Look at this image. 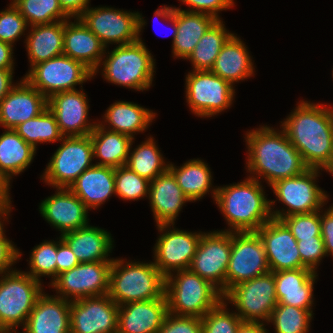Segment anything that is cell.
<instances>
[{
  "label": "cell",
  "mask_w": 333,
  "mask_h": 333,
  "mask_svg": "<svg viewBox=\"0 0 333 333\" xmlns=\"http://www.w3.org/2000/svg\"><path fill=\"white\" fill-rule=\"evenodd\" d=\"M168 314L165 294L158 299L119 306L117 333H158Z\"/></svg>",
  "instance_id": "23"
},
{
  "label": "cell",
  "mask_w": 333,
  "mask_h": 333,
  "mask_svg": "<svg viewBox=\"0 0 333 333\" xmlns=\"http://www.w3.org/2000/svg\"><path fill=\"white\" fill-rule=\"evenodd\" d=\"M223 300L235 306L238 311L235 313L243 322L268 323L278 304L274 273L269 271L234 285L223 295Z\"/></svg>",
  "instance_id": "8"
},
{
  "label": "cell",
  "mask_w": 333,
  "mask_h": 333,
  "mask_svg": "<svg viewBox=\"0 0 333 333\" xmlns=\"http://www.w3.org/2000/svg\"><path fill=\"white\" fill-rule=\"evenodd\" d=\"M264 322H242L237 333H268Z\"/></svg>",
  "instance_id": "58"
},
{
  "label": "cell",
  "mask_w": 333,
  "mask_h": 333,
  "mask_svg": "<svg viewBox=\"0 0 333 333\" xmlns=\"http://www.w3.org/2000/svg\"><path fill=\"white\" fill-rule=\"evenodd\" d=\"M63 12L71 18H79L88 8L90 0H58Z\"/></svg>",
  "instance_id": "53"
},
{
  "label": "cell",
  "mask_w": 333,
  "mask_h": 333,
  "mask_svg": "<svg viewBox=\"0 0 333 333\" xmlns=\"http://www.w3.org/2000/svg\"><path fill=\"white\" fill-rule=\"evenodd\" d=\"M118 310L108 294L72 300L70 333H117Z\"/></svg>",
  "instance_id": "18"
},
{
  "label": "cell",
  "mask_w": 333,
  "mask_h": 333,
  "mask_svg": "<svg viewBox=\"0 0 333 333\" xmlns=\"http://www.w3.org/2000/svg\"><path fill=\"white\" fill-rule=\"evenodd\" d=\"M59 238V241H57L56 277L62 272L71 270L80 263L68 244L61 236Z\"/></svg>",
  "instance_id": "51"
},
{
  "label": "cell",
  "mask_w": 333,
  "mask_h": 333,
  "mask_svg": "<svg viewBox=\"0 0 333 333\" xmlns=\"http://www.w3.org/2000/svg\"><path fill=\"white\" fill-rule=\"evenodd\" d=\"M216 21L207 14L176 8L177 34L172 43L173 57L187 59L202 36Z\"/></svg>",
  "instance_id": "33"
},
{
  "label": "cell",
  "mask_w": 333,
  "mask_h": 333,
  "mask_svg": "<svg viewBox=\"0 0 333 333\" xmlns=\"http://www.w3.org/2000/svg\"><path fill=\"white\" fill-rule=\"evenodd\" d=\"M93 72L83 63L60 55L35 64L24 78L47 99L53 94L75 90L76 85L92 79Z\"/></svg>",
  "instance_id": "11"
},
{
  "label": "cell",
  "mask_w": 333,
  "mask_h": 333,
  "mask_svg": "<svg viewBox=\"0 0 333 333\" xmlns=\"http://www.w3.org/2000/svg\"><path fill=\"white\" fill-rule=\"evenodd\" d=\"M297 241L321 236L320 210L311 213L293 214L281 219Z\"/></svg>",
  "instance_id": "45"
},
{
  "label": "cell",
  "mask_w": 333,
  "mask_h": 333,
  "mask_svg": "<svg viewBox=\"0 0 333 333\" xmlns=\"http://www.w3.org/2000/svg\"><path fill=\"white\" fill-rule=\"evenodd\" d=\"M186 101L198 117H212L229 108L235 89L211 70L189 72L185 79Z\"/></svg>",
  "instance_id": "12"
},
{
  "label": "cell",
  "mask_w": 333,
  "mask_h": 333,
  "mask_svg": "<svg viewBox=\"0 0 333 333\" xmlns=\"http://www.w3.org/2000/svg\"><path fill=\"white\" fill-rule=\"evenodd\" d=\"M155 116V112L136 103L116 101L106 110L103 123H108L109 126L106 129L134 139L136 133L143 132L148 128Z\"/></svg>",
  "instance_id": "34"
},
{
  "label": "cell",
  "mask_w": 333,
  "mask_h": 333,
  "mask_svg": "<svg viewBox=\"0 0 333 333\" xmlns=\"http://www.w3.org/2000/svg\"><path fill=\"white\" fill-rule=\"evenodd\" d=\"M112 261L83 262L51 281L58 297L68 301L109 293ZM71 298V299H70Z\"/></svg>",
  "instance_id": "14"
},
{
  "label": "cell",
  "mask_w": 333,
  "mask_h": 333,
  "mask_svg": "<svg viewBox=\"0 0 333 333\" xmlns=\"http://www.w3.org/2000/svg\"><path fill=\"white\" fill-rule=\"evenodd\" d=\"M35 153L36 149L14 129H5L0 135V171L9 180L28 168Z\"/></svg>",
  "instance_id": "36"
},
{
  "label": "cell",
  "mask_w": 333,
  "mask_h": 333,
  "mask_svg": "<svg viewBox=\"0 0 333 333\" xmlns=\"http://www.w3.org/2000/svg\"><path fill=\"white\" fill-rule=\"evenodd\" d=\"M31 28L25 40L31 68L35 64L63 55L64 21L34 25Z\"/></svg>",
  "instance_id": "31"
},
{
  "label": "cell",
  "mask_w": 333,
  "mask_h": 333,
  "mask_svg": "<svg viewBox=\"0 0 333 333\" xmlns=\"http://www.w3.org/2000/svg\"><path fill=\"white\" fill-rule=\"evenodd\" d=\"M232 247V232L202 233L189 269L210 282L224 295Z\"/></svg>",
  "instance_id": "13"
},
{
  "label": "cell",
  "mask_w": 333,
  "mask_h": 333,
  "mask_svg": "<svg viewBox=\"0 0 333 333\" xmlns=\"http://www.w3.org/2000/svg\"><path fill=\"white\" fill-rule=\"evenodd\" d=\"M11 2L25 18L28 27L70 19L63 12L58 0H11Z\"/></svg>",
  "instance_id": "40"
},
{
  "label": "cell",
  "mask_w": 333,
  "mask_h": 333,
  "mask_svg": "<svg viewBox=\"0 0 333 333\" xmlns=\"http://www.w3.org/2000/svg\"><path fill=\"white\" fill-rule=\"evenodd\" d=\"M274 273L278 304L311 310L317 272L308 268L281 270Z\"/></svg>",
  "instance_id": "27"
},
{
  "label": "cell",
  "mask_w": 333,
  "mask_h": 333,
  "mask_svg": "<svg viewBox=\"0 0 333 333\" xmlns=\"http://www.w3.org/2000/svg\"><path fill=\"white\" fill-rule=\"evenodd\" d=\"M75 20L74 22L70 19L64 21L63 54L83 63L95 76L104 55L107 54L106 48L79 18Z\"/></svg>",
  "instance_id": "24"
},
{
  "label": "cell",
  "mask_w": 333,
  "mask_h": 333,
  "mask_svg": "<svg viewBox=\"0 0 333 333\" xmlns=\"http://www.w3.org/2000/svg\"><path fill=\"white\" fill-rule=\"evenodd\" d=\"M256 232L265 246L271 272L306 268L301 261L297 240L282 220L271 218Z\"/></svg>",
  "instance_id": "19"
},
{
  "label": "cell",
  "mask_w": 333,
  "mask_h": 333,
  "mask_svg": "<svg viewBox=\"0 0 333 333\" xmlns=\"http://www.w3.org/2000/svg\"><path fill=\"white\" fill-rule=\"evenodd\" d=\"M281 123L305 164L325 170L333 158V108L302 100Z\"/></svg>",
  "instance_id": "1"
},
{
  "label": "cell",
  "mask_w": 333,
  "mask_h": 333,
  "mask_svg": "<svg viewBox=\"0 0 333 333\" xmlns=\"http://www.w3.org/2000/svg\"><path fill=\"white\" fill-rule=\"evenodd\" d=\"M156 226L162 234L154 246V265L165 277L174 271L189 269L203 232L179 230L174 224Z\"/></svg>",
  "instance_id": "17"
},
{
  "label": "cell",
  "mask_w": 333,
  "mask_h": 333,
  "mask_svg": "<svg viewBox=\"0 0 333 333\" xmlns=\"http://www.w3.org/2000/svg\"><path fill=\"white\" fill-rule=\"evenodd\" d=\"M11 208H12L11 203L0 206V238H2L5 235V233H4L5 231H4V227H3L4 224L3 223L6 219H8L7 216L10 215Z\"/></svg>",
  "instance_id": "59"
},
{
  "label": "cell",
  "mask_w": 333,
  "mask_h": 333,
  "mask_svg": "<svg viewBox=\"0 0 333 333\" xmlns=\"http://www.w3.org/2000/svg\"><path fill=\"white\" fill-rule=\"evenodd\" d=\"M158 333H202L201 318L168 313Z\"/></svg>",
  "instance_id": "48"
},
{
  "label": "cell",
  "mask_w": 333,
  "mask_h": 333,
  "mask_svg": "<svg viewBox=\"0 0 333 333\" xmlns=\"http://www.w3.org/2000/svg\"><path fill=\"white\" fill-rule=\"evenodd\" d=\"M10 180L0 171V206L11 203Z\"/></svg>",
  "instance_id": "57"
},
{
  "label": "cell",
  "mask_w": 333,
  "mask_h": 333,
  "mask_svg": "<svg viewBox=\"0 0 333 333\" xmlns=\"http://www.w3.org/2000/svg\"><path fill=\"white\" fill-rule=\"evenodd\" d=\"M302 264L316 272L322 258L326 255L322 236H314V239H302L297 241Z\"/></svg>",
  "instance_id": "47"
},
{
  "label": "cell",
  "mask_w": 333,
  "mask_h": 333,
  "mask_svg": "<svg viewBox=\"0 0 333 333\" xmlns=\"http://www.w3.org/2000/svg\"><path fill=\"white\" fill-rule=\"evenodd\" d=\"M69 189L90 209H97L115 194L114 168L93 165L86 169Z\"/></svg>",
  "instance_id": "28"
},
{
  "label": "cell",
  "mask_w": 333,
  "mask_h": 333,
  "mask_svg": "<svg viewBox=\"0 0 333 333\" xmlns=\"http://www.w3.org/2000/svg\"><path fill=\"white\" fill-rule=\"evenodd\" d=\"M107 125L98 122L90 134L93 158H99L95 165L118 168L126 165L133 139L119 132L106 129Z\"/></svg>",
  "instance_id": "32"
},
{
  "label": "cell",
  "mask_w": 333,
  "mask_h": 333,
  "mask_svg": "<svg viewBox=\"0 0 333 333\" xmlns=\"http://www.w3.org/2000/svg\"><path fill=\"white\" fill-rule=\"evenodd\" d=\"M313 311L277 304L268 320L276 333H308Z\"/></svg>",
  "instance_id": "41"
},
{
  "label": "cell",
  "mask_w": 333,
  "mask_h": 333,
  "mask_svg": "<svg viewBox=\"0 0 333 333\" xmlns=\"http://www.w3.org/2000/svg\"><path fill=\"white\" fill-rule=\"evenodd\" d=\"M80 263L113 261L108 256L113 249L111 234L104 229L88 225L60 235Z\"/></svg>",
  "instance_id": "29"
},
{
  "label": "cell",
  "mask_w": 333,
  "mask_h": 333,
  "mask_svg": "<svg viewBox=\"0 0 333 333\" xmlns=\"http://www.w3.org/2000/svg\"><path fill=\"white\" fill-rule=\"evenodd\" d=\"M56 191L41 202L42 217L61 231V235L88 226L89 209L85 204L69 188H56Z\"/></svg>",
  "instance_id": "22"
},
{
  "label": "cell",
  "mask_w": 333,
  "mask_h": 333,
  "mask_svg": "<svg viewBox=\"0 0 333 333\" xmlns=\"http://www.w3.org/2000/svg\"><path fill=\"white\" fill-rule=\"evenodd\" d=\"M30 255V271L25 273L38 281L41 276H51L53 281L56 278L57 241L44 240L32 249Z\"/></svg>",
  "instance_id": "43"
},
{
  "label": "cell",
  "mask_w": 333,
  "mask_h": 333,
  "mask_svg": "<svg viewBox=\"0 0 333 333\" xmlns=\"http://www.w3.org/2000/svg\"><path fill=\"white\" fill-rule=\"evenodd\" d=\"M191 7L184 10L187 12H197L210 15L216 20H221L219 11L230 9L234 6V0H180Z\"/></svg>",
  "instance_id": "49"
},
{
  "label": "cell",
  "mask_w": 333,
  "mask_h": 333,
  "mask_svg": "<svg viewBox=\"0 0 333 333\" xmlns=\"http://www.w3.org/2000/svg\"><path fill=\"white\" fill-rule=\"evenodd\" d=\"M13 45L0 41V69H14Z\"/></svg>",
  "instance_id": "54"
},
{
  "label": "cell",
  "mask_w": 333,
  "mask_h": 333,
  "mask_svg": "<svg viewBox=\"0 0 333 333\" xmlns=\"http://www.w3.org/2000/svg\"><path fill=\"white\" fill-rule=\"evenodd\" d=\"M321 169L309 168L301 175L275 181L271 186L277 200L287 209L271 211L272 218L281 220L293 214L311 213L322 209L328 195L316 185ZM319 173V174H318Z\"/></svg>",
  "instance_id": "9"
},
{
  "label": "cell",
  "mask_w": 333,
  "mask_h": 333,
  "mask_svg": "<svg viewBox=\"0 0 333 333\" xmlns=\"http://www.w3.org/2000/svg\"><path fill=\"white\" fill-rule=\"evenodd\" d=\"M254 66L243 41L234 34L220 50L211 71L232 86L254 75Z\"/></svg>",
  "instance_id": "30"
},
{
  "label": "cell",
  "mask_w": 333,
  "mask_h": 333,
  "mask_svg": "<svg viewBox=\"0 0 333 333\" xmlns=\"http://www.w3.org/2000/svg\"><path fill=\"white\" fill-rule=\"evenodd\" d=\"M148 198L157 225L174 224L184 203L191 202L169 169L150 181Z\"/></svg>",
  "instance_id": "26"
},
{
  "label": "cell",
  "mask_w": 333,
  "mask_h": 333,
  "mask_svg": "<svg viewBox=\"0 0 333 333\" xmlns=\"http://www.w3.org/2000/svg\"><path fill=\"white\" fill-rule=\"evenodd\" d=\"M13 70L14 69H0V102L16 85L13 82Z\"/></svg>",
  "instance_id": "56"
},
{
  "label": "cell",
  "mask_w": 333,
  "mask_h": 333,
  "mask_svg": "<svg viewBox=\"0 0 333 333\" xmlns=\"http://www.w3.org/2000/svg\"><path fill=\"white\" fill-rule=\"evenodd\" d=\"M164 292L165 276L153 262H124L113 258L108 295L118 306L158 299Z\"/></svg>",
  "instance_id": "5"
},
{
  "label": "cell",
  "mask_w": 333,
  "mask_h": 333,
  "mask_svg": "<svg viewBox=\"0 0 333 333\" xmlns=\"http://www.w3.org/2000/svg\"><path fill=\"white\" fill-rule=\"evenodd\" d=\"M15 132L37 149L38 143L57 142L64 137L54 114L46 108L40 115L16 126Z\"/></svg>",
  "instance_id": "39"
},
{
  "label": "cell",
  "mask_w": 333,
  "mask_h": 333,
  "mask_svg": "<svg viewBox=\"0 0 333 333\" xmlns=\"http://www.w3.org/2000/svg\"><path fill=\"white\" fill-rule=\"evenodd\" d=\"M70 305L71 301L43 292L37 298L22 333H70Z\"/></svg>",
  "instance_id": "25"
},
{
  "label": "cell",
  "mask_w": 333,
  "mask_h": 333,
  "mask_svg": "<svg viewBox=\"0 0 333 333\" xmlns=\"http://www.w3.org/2000/svg\"><path fill=\"white\" fill-rule=\"evenodd\" d=\"M245 136L248 147L246 168L250 178L258 181L264 178L270 186L275 181L301 175L309 169L283 129L276 131L264 125L247 131Z\"/></svg>",
  "instance_id": "2"
},
{
  "label": "cell",
  "mask_w": 333,
  "mask_h": 333,
  "mask_svg": "<svg viewBox=\"0 0 333 333\" xmlns=\"http://www.w3.org/2000/svg\"><path fill=\"white\" fill-rule=\"evenodd\" d=\"M227 305L228 303L222 299L201 318L202 333H237L243 321L235 311L230 312Z\"/></svg>",
  "instance_id": "44"
},
{
  "label": "cell",
  "mask_w": 333,
  "mask_h": 333,
  "mask_svg": "<svg viewBox=\"0 0 333 333\" xmlns=\"http://www.w3.org/2000/svg\"><path fill=\"white\" fill-rule=\"evenodd\" d=\"M0 276V331L18 333L16 329L25 326L43 287L41 281L19 270Z\"/></svg>",
  "instance_id": "7"
},
{
  "label": "cell",
  "mask_w": 333,
  "mask_h": 333,
  "mask_svg": "<svg viewBox=\"0 0 333 333\" xmlns=\"http://www.w3.org/2000/svg\"><path fill=\"white\" fill-rule=\"evenodd\" d=\"M270 271L265 246L257 232H232V247L226 273V292L241 282Z\"/></svg>",
  "instance_id": "15"
},
{
  "label": "cell",
  "mask_w": 333,
  "mask_h": 333,
  "mask_svg": "<svg viewBox=\"0 0 333 333\" xmlns=\"http://www.w3.org/2000/svg\"><path fill=\"white\" fill-rule=\"evenodd\" d=\"M175 272L165 277L168 313L202 318L223 299L215 286L190 269Z\"/></svg>",
  "instance_id": "6"
},
{
  "label": "cell",
  "mask_w": 333,
  "mask_h": 333,
  "mask_svg": "<svg viewBox=\"0 0 333 333\" xmlns=\"http://www.w3.org/2000/svg\"><path fill=\"white\" fill-rule=\"evenodd\" d=\"M46 108L48 99L23 77L0 102V126L14 129Z\"/></svg>",
  "instance_id": "21"
},
{
  "label": "cell",
  "mask_w": 333,
  "mask_h": 333,
  "mask_svg": "<svg viewBox=\"0 0 333 333\" xmlns=\"http://www.w3.org/2000/svg\"><path fill=\"white\" fill-rule=\"evenodd\" d=\"M48 108L64 137L90 135L97 124L88 121V98L82 88L53 94L48 98Z\"/></svg>",
  "instance_id": "20"
},
{
  "label": "cell",
  "mask_w": 333,
  "mask_h": 333,
  "mask_svg": "<svg viewBox=\"0 0 333 333\" xmlns=\"http://www.w3.org/2000/svg\"><path fill=\"white\" fill-rule=\"evenodd\" d=\"M138 13V41L117 45L100 63L104 78L113 84L137 91L148 90L154 78L155 60L141 40L140 32L146 21Z\"/></svg>",
  "instance_id": "4"
},
{
  "label": "cell",
  "mask_w": 333,
  "mask_h": 333,
  "mask_svg": "<svg viewBox=\"0 0 333 333\" xmlns=\"http://www.w3.org/2000/svg\"><path fill=\"white\" fill-rule=\"evenodd\" d=\"M155 17L162 18L163 20L169 21L173 26V40L175 39V35L177 34V24H176V7L162 6L155 10Z\"/></svg>",
  "instance_id": "55"
},
{
  "label": "cell",
  "mask_w": 333,
  "mask_h": 333,
  "mask_svg": "<svg viewBox=\"0 0 333 333\" xmlns=\"http://www.w3.org/2000/svg\"><path fill=\"white\" fill-rule=\"evenodd\" d=\"M133 142L134 139L125 165L130 170L151 181L169 169V164L165 163L164 157L152 136L131 151Z\"/></svg>",
  "instance_id": "38"
},
{
  "label": "cell",
  "mask_w": 333,
  "mask_h": 333,
  "mask_svg": "<svg viewBox=\"0 0 333 333\" xmlns=\"http://www.w3.org/2000/svg\"><path fill=\"white\" fill-rule=\"evenodd\" d=\"M169 170L173 173L178 185L191 202L200 200L210 191L215 201L217 187L210 190L213 179L212 172L201 159H190L180 167H175L172 163H169Z\"/></svg>",
  "instance_id": "35"
},
{
  "label": "cell",
  "mask_w": 333,
  "mask_h": 333,
  "mask_svg": "<svg viewBox=\"0 0 333 333\" xmlns=\"http://www.w3.org/2000/svg\"><path fill=\"white\" fill-rule=\"evenodd\" d=\"M21 255L22 253L6 238V235L0 238V274L13 271L11 266L20 259Z\"/></svg>",
  "instance_id": "50"
},
{
  "label": "cell",
  "mask_w": 333,
  "mask_h": 333,
  "mask_svg": "<svg viewBox=\"0 0 333 333\" xmlns=\"http://www.w3.org/2000/svg\"><path fill=\"white\" fill-rule=\"evenodd\" d=\"M264 187L256 179L217 187L215 202L230 227L228 232H256L271 218L275 201L267 200Z\"/></svg>",
  "instance_id": "3"
},
{
  "label": "cell",
  "mask_w": 333,
  "mask_h": 333,
  "mask_svg": "<svg viewBox=\"0 0 333 333\" xmlns=\"http://www.w3.org/2000/svg\"><path fill=\"white\" fill-rule=\"evenodd\" d=\"M138 13L106 6L90 7L79 19L107 48L109 43L126 45L138 41Z\"/></svg>",
  "instance_id": "16"
},
{
  "label": "cell",
  "mask_w": 333,
  "mask_h": 333,
  "mask_svg": "<svg viewBox=\"0 0 333 333\" xmlns=\"http://www.w3.org/2000/svg\"><path fill=\"white\" fill-rule=\"evenodd\" d=\"M61 141L41 178L54 188H69L86 169L94 165L92 140L87 135L63 137Z\"/></svg>",
  "instance_id": "10"
},
{
  "label": "cell",
  "mask_w": 333,
  "mask_h": 333,
  "mask_svg": "<svg viewBox=\"0 0 333 333\" xmlns=\"http://www.w3.org/2000/svg\"><path fill=\"white\" fill-rule=\"evenodd\" d=\"M115 193L123 200H138L149 195L150 181L127 166L114 168Z\"/></svg>",
  "instance_id": "42"
},
{
  "label": "cell",
  "mask_w": 333,
  "mask_h": 333,
  "mask_svg": "<svg viewBox=\"0 0 333 333\" xmlns=\"http://www.w3.org/2000/svg\"><path fill=\"white\" fill-rule=\"evenodd\" d=\"M320 223H321V236L324 242V249L326 255L329 254L332 255L333 257V206L332 205L324 213L323 210L320 211Z\"/></svg>",
  "instance_id": "52"
},
{
  "label": "cell",
  "mask_w": 333,
  "mask_h": 333,
  "mask_svg": "<svg viewBox=\"0 0 333 333\" xmlns=\"http://www.w3.org/2000/svg\"><path fill=\"white\" fill-rule=\"evenodd\" d=\"M28 24L19 10L11 3L9 7L0 11V41L14 46L17 41L27 31Z\"/></svg>",
  "instance_id": "46"
},
{
  "label": "cell",
  "mask_w": 333,
  "mask_h": 333,
  "mask_svg": "<svg viewBox=\"0 0 333 333\" xmlns=\"http://www.w3.org/2000/svg\"><path fill=\"white\" fill-rule=\"evenodd\" d=\"M325 171L330 172V174L333 176V158H332L331 163L326 167Z\"/></svg>",
  "instance_id": "60"
},
{
  "label": "cell",
  "mask_w": 333,
  "mask_h": 333,
  "mask_svg": "<svg viewBox=\"0 0 333 333\" xmlns=\"http://www.w3.org/2000/svg\"><path fill=\"white\" fill-rule=\"evenodd\" d=\"M233 35L229 32L223 21L217 20L202 36L195 49L188 56L194 71L211 70L220 50Z\"/></svg>",
  "instance_id": "37"
}]
</instances>
